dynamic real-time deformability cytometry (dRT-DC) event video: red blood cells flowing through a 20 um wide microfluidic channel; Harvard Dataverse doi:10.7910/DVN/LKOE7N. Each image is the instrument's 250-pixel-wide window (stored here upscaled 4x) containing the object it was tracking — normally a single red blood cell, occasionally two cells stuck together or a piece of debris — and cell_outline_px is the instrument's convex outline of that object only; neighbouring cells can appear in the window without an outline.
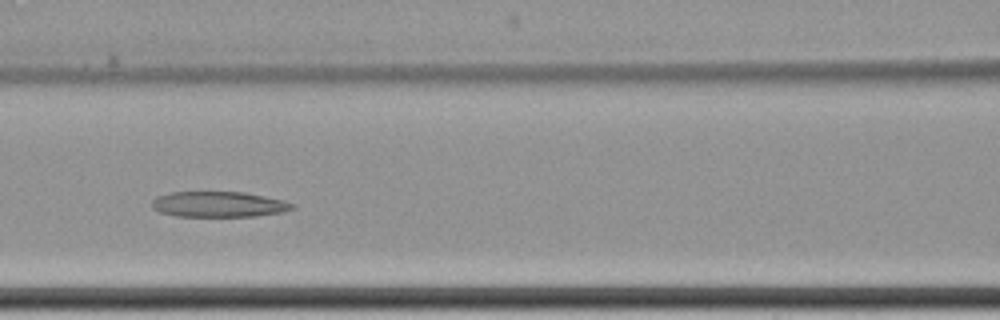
{"species": "common noctule bat (a hibernating species)", "species_latin": "Nyctalus noctula", "temperature_condition": "cold", "stored_images_in_passage": 10, "camera_frame_rate_fps": 3000, "um_per_image_px": 0.085, "animal": {"sex": "female", "body_mass_g": 22.7, "forearm_length_mm": 54.2}, "frame": {"image": 1, "passage_image": 7, "time_ms": 8.0, "image_size_px": [1000, 320], "cell_outline_px": [[296, 208], [284, 212], [256, 216], [176, 216], [160, 212], [152, 208], [152, 200], [156, 196], [168, 192], [244, 192], [284, 200], [296, 204]], "centroid_in_image_um": [18.61, 17.36], "position_along_channel_um": 148.0, "area_um2": 21.1}}
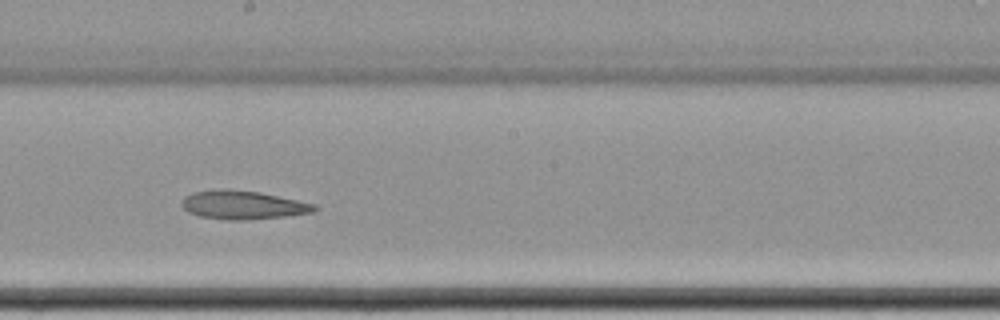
{"frame": {"image": 2, "passage_image": 9, "time_ms": 10.333, "image_size_px": [1000, 320], "cell_outline_px": [[320, 208], [312, 212], [284, 216], [236, 220], [228, 220], [200, 216], [188, 212], [180, 204], [184, 196], [192, 192], [220, 188], [228, 188], [260, 192], [316, 204]], "centroid_in_image_um": [20.61, 17.4], "position_along_channel_um": 227.6, "area_um2": 22.14}}
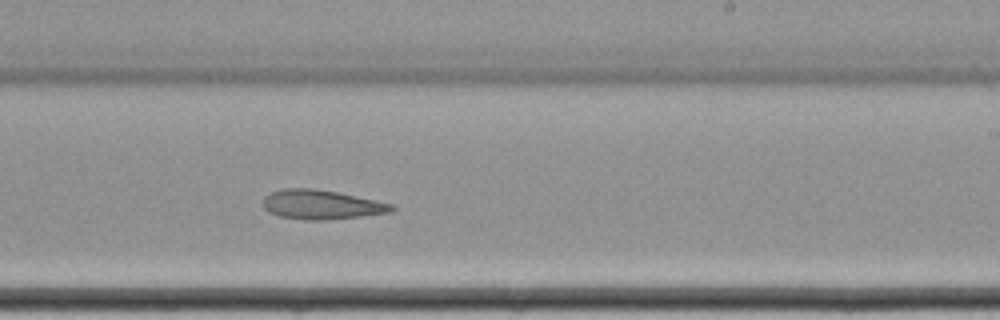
{"frame": {"image": 3, "passage_image": 10, "time_ms": 11.333, "image_size_px": [1000, 320], "cell_outline_px": [[396, 208], [392, 212], [360, 216], [324, 220], [304, 220], [280, 216], [268, 212], [264, 208], [264, 196], [280, 188], [312, 188], [336, 192], [396, 204]], "centroid_in_image_um": [27.34, 17.39], "position_along_channel_um": 261.7, "area_um2": 22.02}}